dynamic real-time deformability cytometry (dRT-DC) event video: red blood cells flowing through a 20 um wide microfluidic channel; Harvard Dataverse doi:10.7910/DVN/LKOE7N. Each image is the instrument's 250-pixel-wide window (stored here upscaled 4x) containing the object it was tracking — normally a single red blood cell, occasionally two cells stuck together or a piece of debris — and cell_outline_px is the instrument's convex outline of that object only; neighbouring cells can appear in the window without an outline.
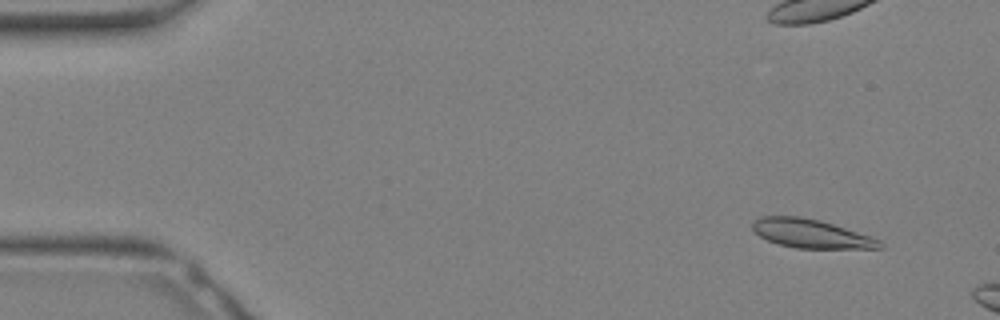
{"species": "Egyptian fruit bat (a non-hibernating species)", "species_latin": "Rousettus aegyptiacus", "temperature_condition": "warm", "stored_images_in_passage": 7, "camera_frame_rate_fps": 3000, "um_per_image_px": 0.085, "animal": {"sex": "female"}, "frame": {"image": 1, "passage_image": 3, "time_ms": 0.667, "image_size_px": [1000, 320], "cell_outline_px": [[884, 248], [796, 248], [780, 244], [768, 240], [760, 236], [752, 228], [752, 224], [760, 216], [800, 216], [820, 220], [880, 240], [884, 244]], "centroid_in_image_um": [68.92, 19.86], "position_along_channel_um": 16.1, "area_um2": 20.92}}